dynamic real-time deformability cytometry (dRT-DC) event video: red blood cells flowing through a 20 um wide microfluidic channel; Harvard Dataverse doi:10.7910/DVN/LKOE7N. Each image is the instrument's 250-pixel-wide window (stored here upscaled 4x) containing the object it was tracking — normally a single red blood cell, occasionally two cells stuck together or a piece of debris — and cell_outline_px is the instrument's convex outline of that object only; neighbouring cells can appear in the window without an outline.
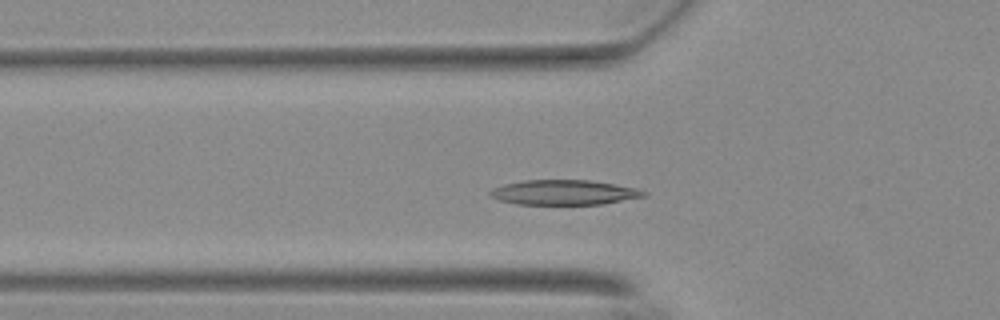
{"species": "Egyptian fruit bat (a non-hibernating species)", "species_latin": "Rousettus aegyptiacus", "temperature_condition": "warm", "stored_images_in_passage": 41, "camera_frame_rate_fps": 3000, "um_per_image_px": 0.085, "animal": {"sex": "female"}, "frame": {"image": 1, "passage_image": 15, "time_ms": 4.667, "image_size_px": [1000, 320], "cell_outline_px": [[648, 196], [600, 204], [516, 204], [500, 200], [492, 196], [488, 192], [492, 188], [504, 184], [524, 180], [588, 180], [636, 188], [648, 192]], "centroid_in_image_um": [47.94, 16.35], "position_along_channel_um": 77.9, "area_um2": 22.14}}
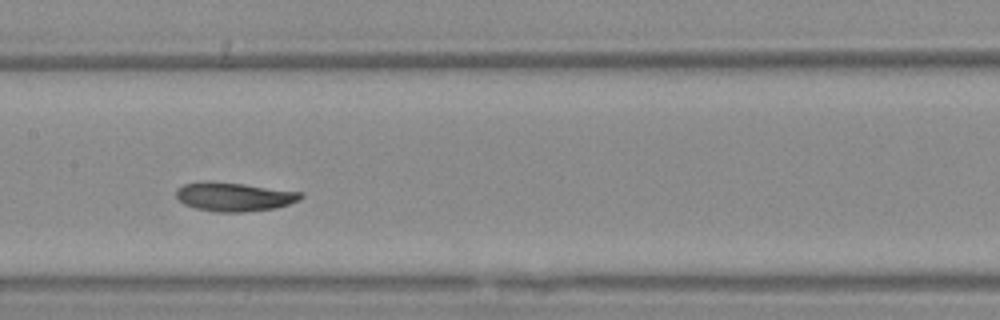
{"frame": {"image": 2, "passage_image": 24, "time_ms": 7.667, "image_size_px": [1000, 320], "cell_outline_px": [[304, 196], [300, 200], [276, 208], [244, 212], [216, 212], [196, 208], [184, 204], [176, 196], [176, 188], [184, 184], [204, 180], [244, 184], [304, 192]], "centroid_in_image_um": [19.91, 16.71], "position_along_channel_um": 187.5, "area_um2": 21.15}}
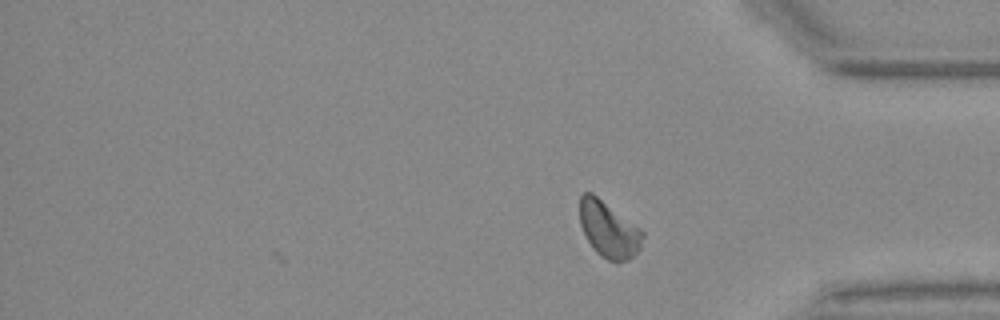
{"frame": {"image": 3, "passage_image": 41, "time_ms": 13.333, "image_size_px": [1000, 320], "cell_outline_px": [[644, 236], [640, 248], [628, 260], [616, 264], [600, 256], [592, 248], [580, 224], [580, 196], [584, 192], [592, 192], [640, 228], [644, 232]], "centroid_in_image_um": [51.74, 19.52], "position_along_channel_um": 383.5, "area_um2": 20.63}, "authors_computed_cell_mechanics": {"area_um2": 21.1548, "velocity_mm_per_s": 3.6477, "shape_relaxation_time_tau1_ms": 3.0269, "shape_relaxation_time_tau2_ms": 1.813, "deformation_change_tau1": 0.1349, "deformation_change_tau2": 0.0634}}